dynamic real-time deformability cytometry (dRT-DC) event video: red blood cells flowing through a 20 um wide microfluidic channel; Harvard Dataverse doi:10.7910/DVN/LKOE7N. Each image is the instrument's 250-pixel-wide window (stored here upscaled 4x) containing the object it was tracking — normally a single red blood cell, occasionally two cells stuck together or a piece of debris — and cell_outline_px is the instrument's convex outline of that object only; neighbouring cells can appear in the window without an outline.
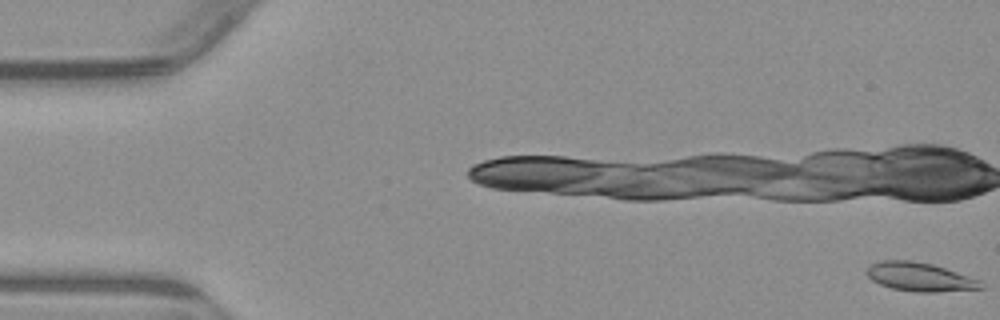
{"species": "common noctule bat (a hibernating species)", "species_latin": "Nyctalus noctula", "temperature_condition": "warm", "stored_images_in_passage": 6, "camera_frame_rate_fps": 3000, "um_per_image_px": 0.085, "animal": {"sex": "male", "body_mass_g": 23.1, "forearm_length_mm": 52.7}, "frame": {"image": 1, "passage_image": 1, "time_ms": 0.0, "image_size_px": [1000, 320], "cell_outline_px": [[984, 288], [936, 292], [916, 292], [892, 288], [880, 284], [872, 280], [864, 272], [872, 264], [880, 260], [908, 260], [932, 264], [980, 280]], "centroid_in_image_um": [78.15, 23.54], "position_along_channel_um": 6.8, "area_um2": 18.9}}